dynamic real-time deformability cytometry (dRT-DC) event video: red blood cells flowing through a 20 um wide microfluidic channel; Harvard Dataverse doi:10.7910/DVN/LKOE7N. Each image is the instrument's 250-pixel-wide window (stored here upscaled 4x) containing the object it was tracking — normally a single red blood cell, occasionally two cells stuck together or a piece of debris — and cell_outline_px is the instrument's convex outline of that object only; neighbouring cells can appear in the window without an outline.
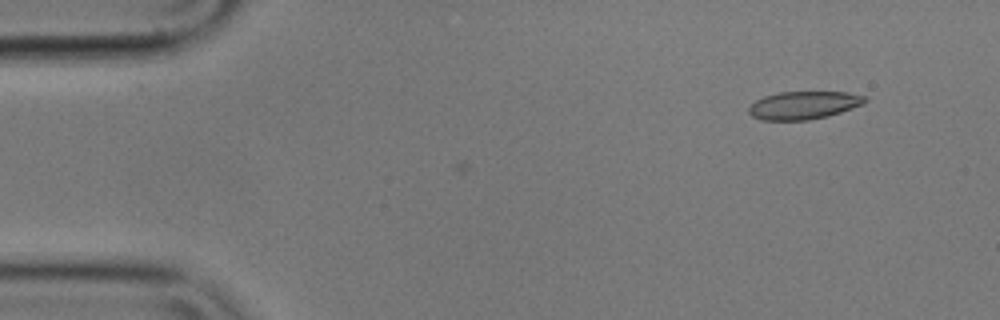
{"species": "common noctule bat (a hibernating species)", "species_latin": "Nyctalus noctula", "temperature_condition": "cold", "stored_images_in_passage": 4, "camera_frame_rate_fps": 3000, "um_per_image_px": 0.085, "animal": {"sex": "male", "body_mass_g": 17.9}, "frame": {"image": 1, "passage_image": 1, "time_ms": 0.0, "image_size_px": [1000, 320], "cell_outline_px": [[868, 100], [852, 108], [828, 116], [808, 120], [760, 120], [752, 116], [748, 112], [748, 108], [756, 100], [764, 96], [780, 92], [848, 92], [864, 96]], "centroid_in_image_um": [68.28, 8.95], "position_along_channel_um": 16.7, "area_um2": 18.79}}